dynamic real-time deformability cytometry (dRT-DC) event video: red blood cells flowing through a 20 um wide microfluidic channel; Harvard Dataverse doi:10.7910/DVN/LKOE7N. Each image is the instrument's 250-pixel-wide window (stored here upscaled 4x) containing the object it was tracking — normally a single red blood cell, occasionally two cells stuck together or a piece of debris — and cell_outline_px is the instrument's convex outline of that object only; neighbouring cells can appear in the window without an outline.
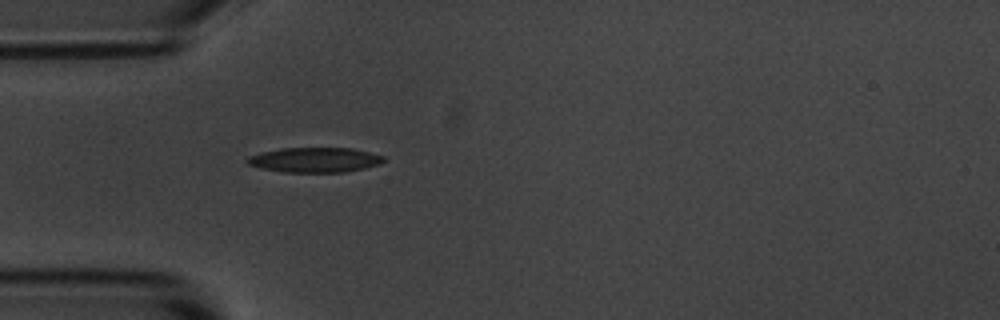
{"species": "common noctule bat (a hibernating species)", "species_latin": "Nyctalus noctula", "temperature_condition": "room temperature", "stored_images_in_passage": 1, "camera_frame_rate_fps": 3000, "um_per_image_px": 0.085, "animal": {"sex": "male", "body_mass_g": 20.1, "forearm_length_mm": 53.5}, "frame": {"image": 1, "passage_image": 1, "time_ms": 0.0, "image_size_px": [1000, 320], "cell_outline_px": [[384, 160], [380, 164], [364, 168], [344, 172], [280, 172], [260, 168], [248, 164], [248, 156], [260, 152], [280, 148], [352, 148], [384, 156]], "centroid_in_image_um": [26.73, 13.59], "position_along_channel_um": 58.3, "area_um2": 19.77}}